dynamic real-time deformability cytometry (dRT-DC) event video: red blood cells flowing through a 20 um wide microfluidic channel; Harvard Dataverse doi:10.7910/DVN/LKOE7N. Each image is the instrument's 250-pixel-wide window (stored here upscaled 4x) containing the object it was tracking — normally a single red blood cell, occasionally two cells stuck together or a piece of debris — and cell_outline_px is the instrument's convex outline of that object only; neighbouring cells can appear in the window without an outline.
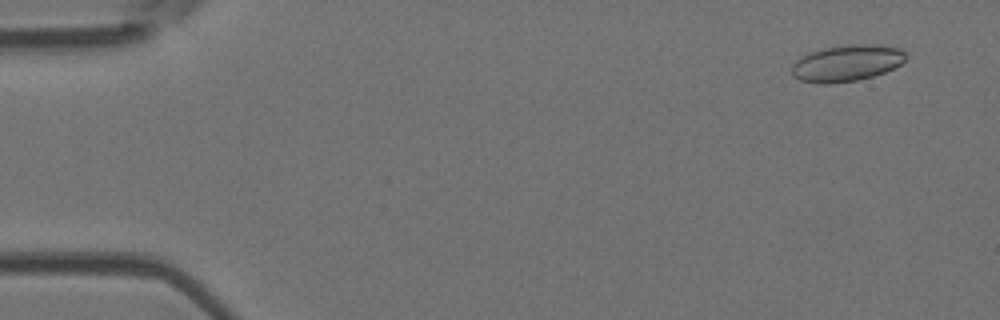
{"species": "Egyptian fruit bat (a non-hibernating species)", "species_latin": "Rousettus aegyptiacus", "temperature_condition": "room temperature", "stored_images_in_passage": 51, "camera_frame_rate_fps": 3000, "um_per_image_px": 0.085, "animal": {"sex": "female"}, "frame": {"image": 1, "passage_image": 4, "time_ms": 1.0, "image_size_px": [1000, 320], "cell_outline_px": [[904, 60], [900, 64], [884, 72], [872, 76], [856, 80], [828, 84], [824, 84], [800, 80], [792, 76], [792, 64], [796, 60], [812, 52], [824, 48], [848, 44], [876, 44], [900, 48], [904, 52]], "centroid_in_image_um": [71.95, 5.36], "position_along_channel_um": 13.0, "area_um2": 23.93}}
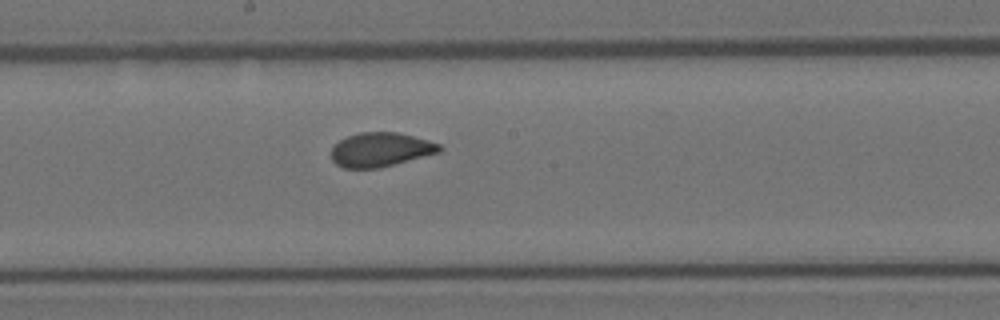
{"frame": {"image": 2, "passage_image": 28, "time_ms": 9.0, "image_size_px": [1000, 320], "cell_outline_px": [[444, 148], [440, 152], [380, 168], [344, 168], [336, 164], [332, 160], [332, 148], [340, 140], [348, 136], [360, 132], [396, 132], [412, 136], [440, 144]], "centroid_in_image_um": [32.35, 12.72], "position_along_channel_um": 215.8, "area_um2": 21.39}}
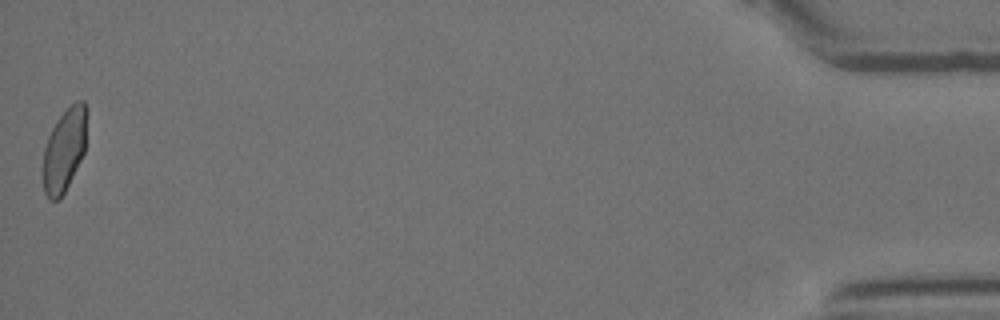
{"frame": {"image": 3, "passage_image": 51, "time_ms": 16.667, "image_size_px": [1000, 320], "cell_outline_px": [[88, 108], [84, 152], [60, 200], [48, 200], [44, 192], [44, 148], [48, 136], [56, 120], [76, 100], [84, 100]], "centroid_in_image_um": [5.49, 12.69], "position_along_channel_um": 429.7, "area_um2": 21.1}, "authors_computed_cell_mechanics": {"area_um2": 22.1374, "velocity_mm_per_s": 4.023, "shape_relaxation_time_tau1_ms": 8.7888, "shape_relaxation_time_tau2_ms": 0.6565, "deformation_change_tau1": 0.1614, "deformation_change_tau2": 0.0382}}